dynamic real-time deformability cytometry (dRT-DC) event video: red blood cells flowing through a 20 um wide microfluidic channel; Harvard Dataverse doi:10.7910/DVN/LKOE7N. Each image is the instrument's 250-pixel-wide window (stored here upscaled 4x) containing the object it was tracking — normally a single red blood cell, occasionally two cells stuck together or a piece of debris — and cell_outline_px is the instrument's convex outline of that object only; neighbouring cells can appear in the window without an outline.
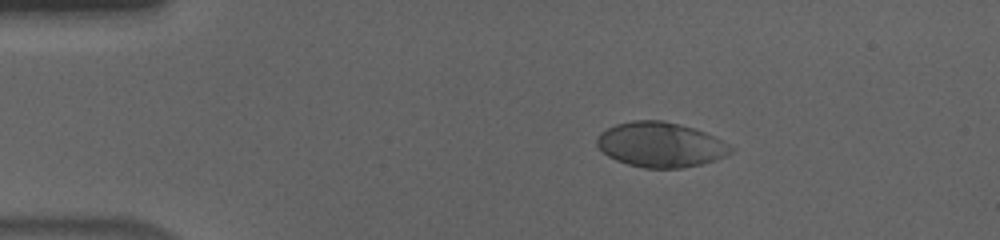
{"species": "human", "species_latin": "Homo sapiens", "temperature_condition": "cold", "stored_images_in_passage": 47, "camera_frame_rate_fps": 3000, "um_per_image_px": 0.085, "donor": {"sex": "male"}, "frame": {"image": 1, "passage_image": 1, "time_ms": 0.0, "image_size_px": [1000, 240], "cell_outline_px": [[732, 152], [716, 160], [700, 164], [680, 168], [644, 168], [628, 164], [616, 160], [608, 156], [596, 144], [596, 136], [600, 132], [616, 124], [632, 120], [660, 120], [680, 124], [704, 132], [728, 144], [732, 148]], "centroid_in_image_um": [56.1, 12.29], "position_along_channel_um": 28.9, "area_um2": 34.8}}
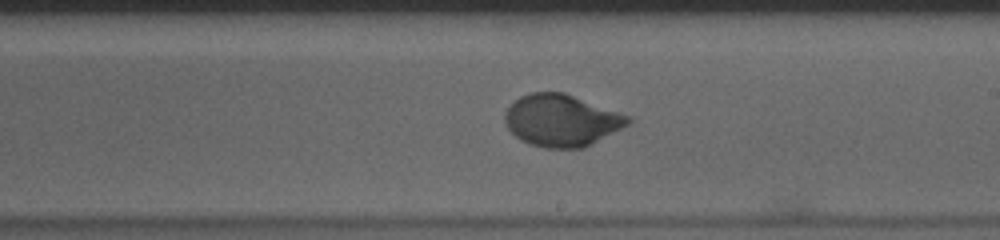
{"frame": {"image": 2, "passage_image": 24, "time_ms": 7.667, "image_size_px": [1000, 240], "cell_outline_px": [[632, 120], [628, 124], [592, 144], [584, 148], [544, 148], [520, 140], [508, 128], [504, 120], [504, 112], [520, 96], [532, 92], [564, 92], [632, 116]], "centroid_in_image_um": [47.74, 10.23], "position_along_channel_um": 241.3, "area_um2": 37.22}}
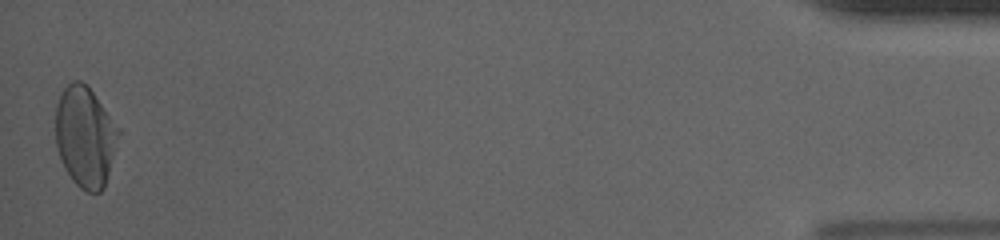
{"frame": {"image": 3, "passage_image": 47, "time_ms": 15.333, "image_size_px": [1000, 240], "cell_outline_px": [[120, 132], [104, 188], [100, 192], [88, 192], [80, 188], [72, 180], [64, 168], [56, 144], [56, 104], [64, 88], [72, 80], [80, 80], [92, 92], [120, 128]], "centroid_in_image_um": [7.23, 11.63], "position_along_channel_um": 428.0, "area_um2": 36.59}, "authors_computed_cell_mechanics": {"area_um2": 36.1828, "velocity_mm_per_s": 3.5986, "shape_relaxation_time_tau1_ms": 3.6419, "shape_relaxation_time_tau2_ms": null, "deformation_change_tau1": 0.169, "deformation_change_tau2": null}}